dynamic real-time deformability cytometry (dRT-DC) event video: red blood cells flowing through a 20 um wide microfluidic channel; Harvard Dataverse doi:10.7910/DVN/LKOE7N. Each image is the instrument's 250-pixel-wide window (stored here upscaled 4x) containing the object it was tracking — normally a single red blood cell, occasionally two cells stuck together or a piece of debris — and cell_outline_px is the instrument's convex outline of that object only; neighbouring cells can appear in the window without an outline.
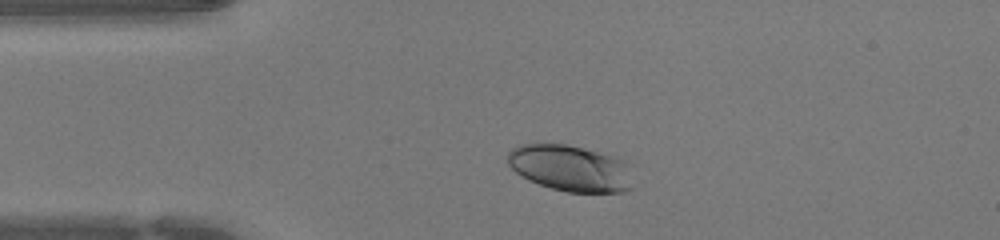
{"species": "human", "species_latin": "Homo sapiens", "temperature_condition": "warm", "stored_images_in_passage": 28, "camera_frame_rate_fps": 3000, "um_per_image_px": 0.085, "donor": {"sex": "female"}, "frame": {"image": 1, "passage_image": 1, "time_ms": 0.0, "image_size_px": [1000, 240], "cell_outline_px": [[632, 188], [624, 192], [568, 192], [552, 188], [528, 180], [516, 172], [508, 164], [508, 152], [512, 148], [520, 144], [536, 140], [564, 144], [584, 148], [612, 156], [620, 160]], "centroid_in_image_um": [48.32, 14.25], "position_along_channel_um": 36.7, "area_um2": 33.52}}
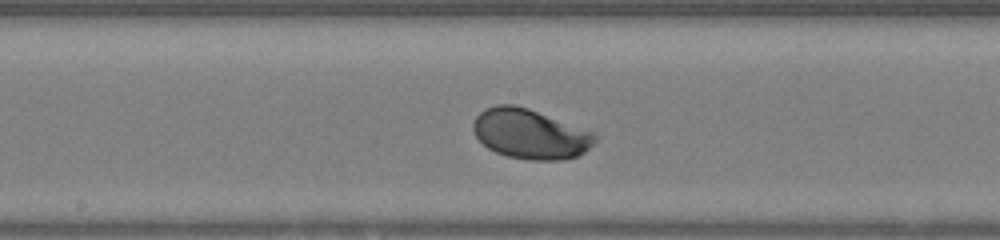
{"frame": {"image": 2, "passage_image": 14, "time_ms": 4.333, "image_size_px": [1000, 240], "cell_outline_px": [[600, 136], [584, 152], [576, 156], [564, 160], [528, 160], [508, 156], [496, 152], [488, 148], [476, 136], [472, 128], [472, 124], [476, 116], [484, 108], [496, 104], [512, 104], [528, 108], [596, 132]], "centroid_in_image_um": [45.08, 11.37], "position_along_channel_um": 203.1, "area_um2": 35.6}}
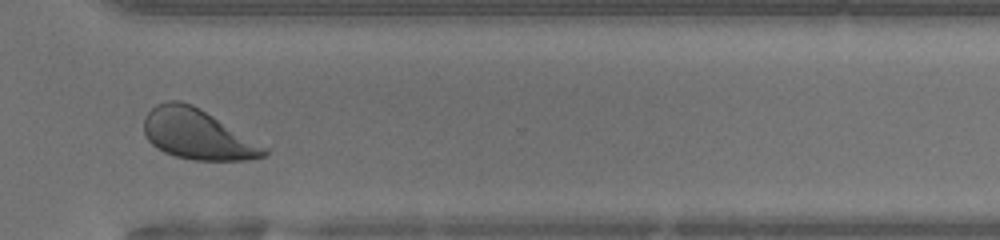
{"frame": {"image": 3, "passage_image": 24, "time_ms": 7.667, "image_size_px": [1000, 240], "cell_outline_px": [[268, 156], [248, 160], [192, 160], [176, 156], [164, 152], [156, 148], [148, 140], [144, 132], [144, 116], [156, 104], [168, 100], [180, 100], [192, 104], [268, 148]], "centroid_in_image_um": [16.76, 11.42], "position_along_channel_um": 353.8, "area_um2": 35.03}}